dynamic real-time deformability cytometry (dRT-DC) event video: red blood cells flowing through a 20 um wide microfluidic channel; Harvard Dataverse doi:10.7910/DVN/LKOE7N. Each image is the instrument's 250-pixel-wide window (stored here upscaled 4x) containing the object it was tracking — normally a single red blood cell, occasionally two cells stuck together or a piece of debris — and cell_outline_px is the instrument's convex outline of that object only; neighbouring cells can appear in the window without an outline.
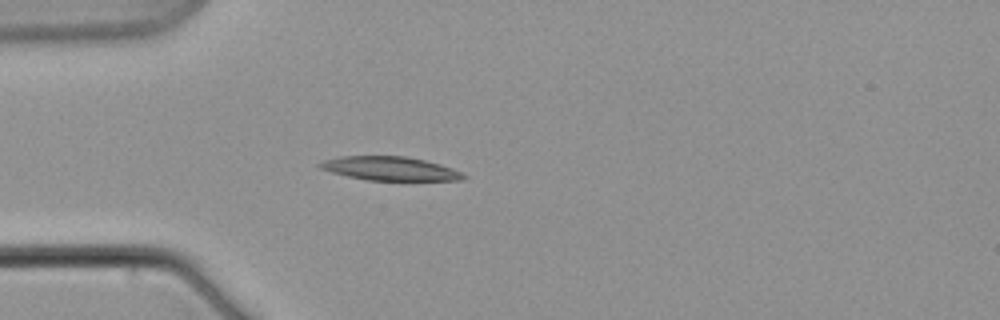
{"species": "common noctule bat (a hibernating species)", "species_latin": "Nyctalus noctula", "temperature_condition": "warm", "stored_images_in_passage": 4, "camera_frame_rate_fps": 3000, "um_per_image_px": 0.085, "animal": {"sex": "male", "body_mass_g": 21.5, "forearm_length_mm": 52.0}, "frame": {"image": 1, "passage_image": 3, "time_ms": 3.333, "image_size_px": [1000, 320], "cell_outline_px": [[468, 176], [464, 180], [368, 180], [348, 176], [332, 172], [320, 168], [316, 164], [324, 160], [340, 156], [404, 156], [424, 160], [440, 164], [452, 168]], "centroid_in_image_um": [33.15, 14.32], "position_along_channel_um": 51.8, "area_um2": 19.77}}